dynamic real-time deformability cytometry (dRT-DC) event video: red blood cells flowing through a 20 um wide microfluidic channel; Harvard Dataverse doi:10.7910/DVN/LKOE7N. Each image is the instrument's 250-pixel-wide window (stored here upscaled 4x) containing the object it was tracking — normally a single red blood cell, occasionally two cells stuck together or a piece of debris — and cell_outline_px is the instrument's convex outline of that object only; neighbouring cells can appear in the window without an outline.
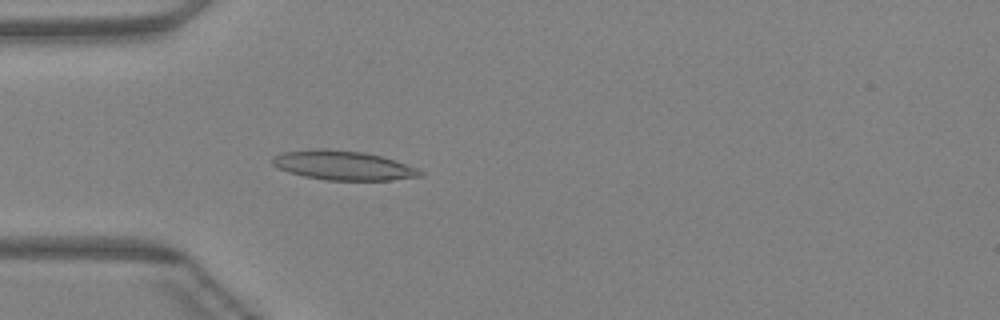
{"species": "Egyptian fruit bat (a non-hibernating species)", "species_latin": "Rousettus aegyptiacus", "temperature_condition": "warm", "stored_images_in_passage": 46, "camera_frame_rate_fps": 3000, "um_per_image_px": 0.085, "animal": {"sex": "female"}, "frame": {"image": 1, "passage_image": 14, "time_ms": 4.333, "image_size_px": [1000, 320], "cell_outline_px": [[404, 176], [384, 180], [336, 180], [312, 176], [296, 172], [284, 168], [296, 152], [352, 152], [376, 156], [400, 164], [404, 168]], "centroid_in_image_um": [29.29, 14.12], "position_along_channel_um": 55.7, "area_um2": 19.25}}
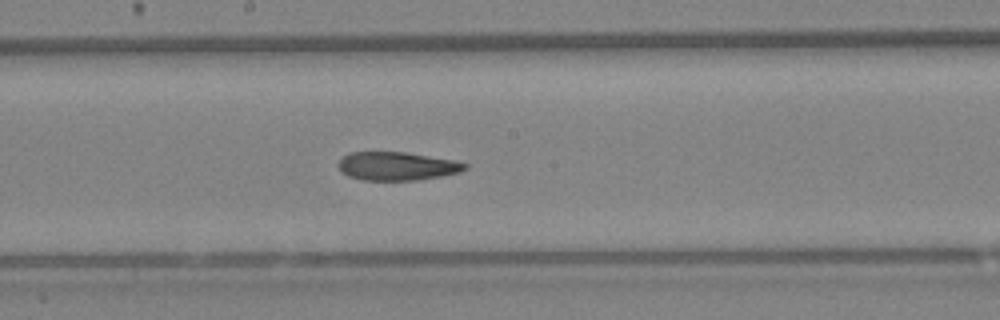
{"frame": {"image": 2, "passage_image": 25, "time_ms": 8.0, "image_size_px": [1000, 320], "cell_outline_px": [[464, 168], [452, 172], [428, 176], [400, 180], [372, 180], [356, 176], [344, 172], [340, 168], [340, 160], [356, 152], [396, 152], [444, 160], [464, 164]], "centroid_in_image_um": [33.58, 14.1], "position_along_channel_um": 214.6, "area_um2": 18.44}}
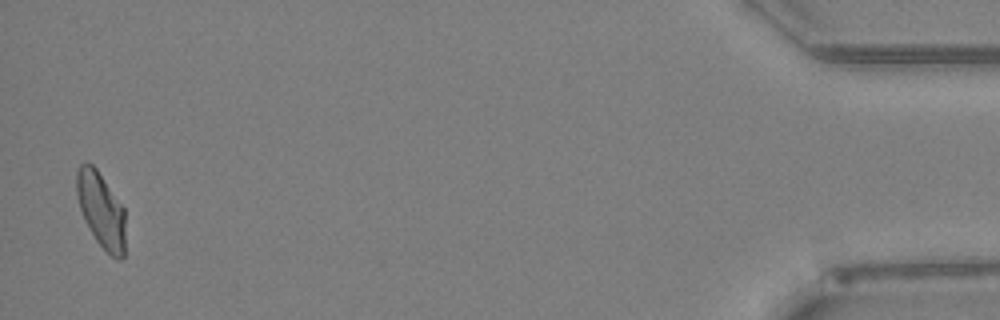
{"frame": {"image": 3, "passage_image": 45, "time_ms": 14.667, "image_size_px": [1000, 320], "cell_outline_px": [[124, 256], [120, 256], [108, 252], [100, 244], [92, 232], [84, 216], [80, 204], [80, 168], [88, 164], [92, 164], [124, 208]], "centroid_in_image_um": [8.68, 17.91], "position_along_channel_um": 426.5, "area_um2": 19.19}}